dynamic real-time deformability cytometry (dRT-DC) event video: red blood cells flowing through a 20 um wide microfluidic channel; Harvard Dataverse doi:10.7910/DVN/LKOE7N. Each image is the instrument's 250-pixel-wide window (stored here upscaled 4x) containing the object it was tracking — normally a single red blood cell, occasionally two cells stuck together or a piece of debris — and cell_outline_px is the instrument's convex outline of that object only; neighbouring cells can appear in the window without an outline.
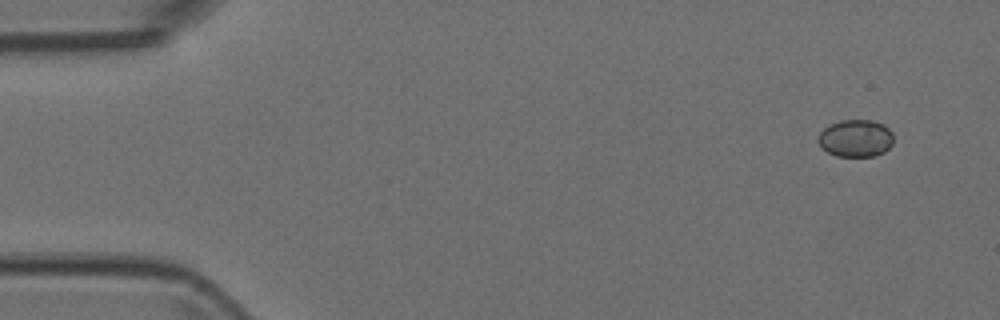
{"species": "Egyptian fruit bat (a non-hibernating species)", "species_latin": "Rousettus aegyptiacus", "temperature_condition": "room temperature", "stored_images_in_passage": 7, "camera_frame_rate_fps": 3000, "um_per_image_px": 0.085, "animal": {"sex": "female"}, "frame": {"image": 1, "passage_image": 1, "time_ms": 0.0, "image_size_px": [1000, 320], "cell_outline_px": [[892, 144], [884, 152], [876, 156], [836, 156], [828, 152], [816, 140], [820, 132], [824, 128], [840, 120], [872, 120], [884, 124], [892, 132]], "centroid_in_image_um": [72.74, 11.75], "position_along_channel_um": 12.3, "area_um2": 16.36}}
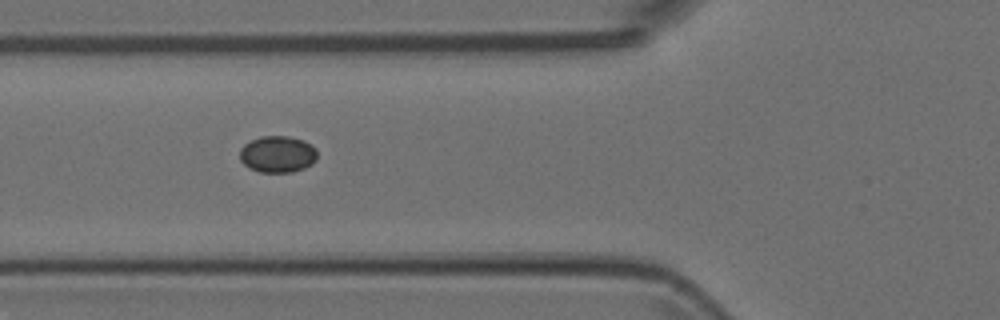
{"frame": {"image": 2, "passage_image": 6, "time_ms": 1.667, "image_size_px": [1000, 320], "cell_outline_px": [[316, 160], [312, 164], [304, 168], [292, 172], [260, 172], [248, 168], [240, 160], [240, 148], [244, 144], [260, 136], [288, 136], [304, 140], [312, 144], [316, 148]], "centroid_in_image_um": [23.6, 13.1], "position_along_channel_um": 102.2, "area_um2": 16.7}}
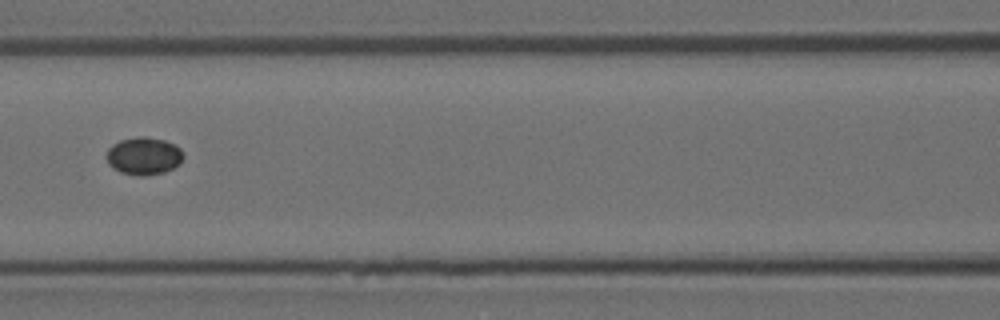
{"frame": {"image": 3, "passage_image": 7, "time_ms": 2.0, "image_size_px": [1000, 320], "cell_outline_px": [[184, 156], [180, 164], [164, 172], [144, 176], [140, 176], [120, 172], [112, 168], [108, 164], [104, 156], [108, 148], [112, 144], [120, 140], [140, 136], [144, 136], [164, 140], [180, 148], [184, 152]], "centroid_in_image_um": [12.19, 13.26], "position_along_channel_um": 154.4, "area_um2": 17.05}}